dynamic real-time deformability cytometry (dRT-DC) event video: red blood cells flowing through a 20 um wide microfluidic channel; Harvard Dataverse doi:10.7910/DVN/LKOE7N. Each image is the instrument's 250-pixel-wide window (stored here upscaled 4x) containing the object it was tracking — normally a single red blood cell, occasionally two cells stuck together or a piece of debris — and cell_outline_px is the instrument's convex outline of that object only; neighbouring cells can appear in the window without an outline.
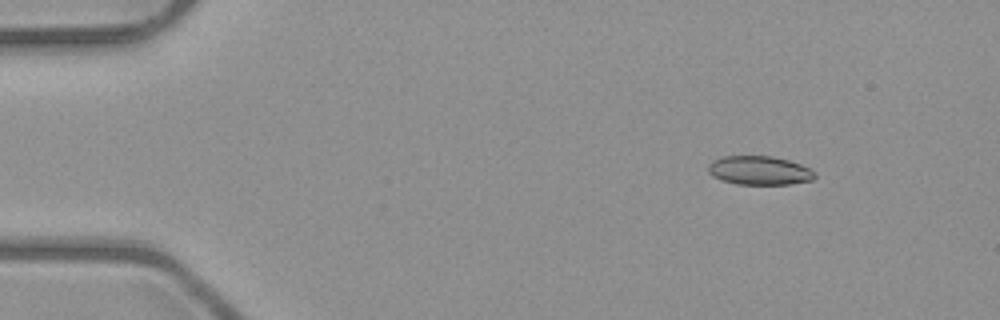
{"species": "common noctule bat (a hibernating species)", "species_latin": "Nyctalus noctula", "temperature_condition": "room temperature", "stored_images_in_passage": 6, "camera_frame_rate_fps": 3000, "um_per_image_px": 0.085, "animal": {"sex": "male", "body_mass_g": 23.1, "forearm_length_mm": 52.7}, "frame": {"image": 1, "passage_image": 1, "time_ms": 0.0, "image_size_px": [1000, 320], "cell_outline_px": [[816, 176], [812, 180], [792, 184], [736, 184], [720, 180], [712, 176], [708, 172], [708, 164], [712, 160], [720, 156], [772, 156], [788, 160], [800, 164], [816, 172]], "centroid_in_image_um": [64.52, 14.49], "position_along_channel_um": 20.5, "area_um2": 18.09}}
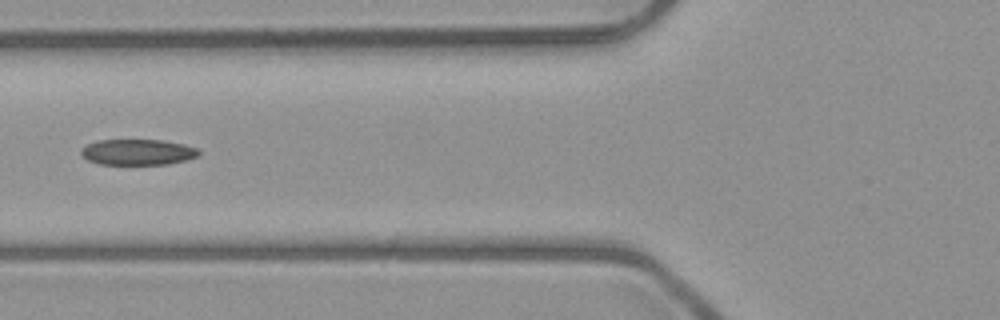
{"frame": {"image": 2, "passage_image": 5, "time_ms": 4.667, "image_size_px": [1000, 320], "cell_outline_px": [[200, 156], [188, 160], [168, 164], [100, 164], [88, 160], [80, 152], [80, 148], [96, 140], [164, 140], [184, 144], [196, 148], [200, 152]], "centroid_in_image_um": [11.74, 12.92], "position_along_channel_um": 114.1, "area_um2": 17.8}}
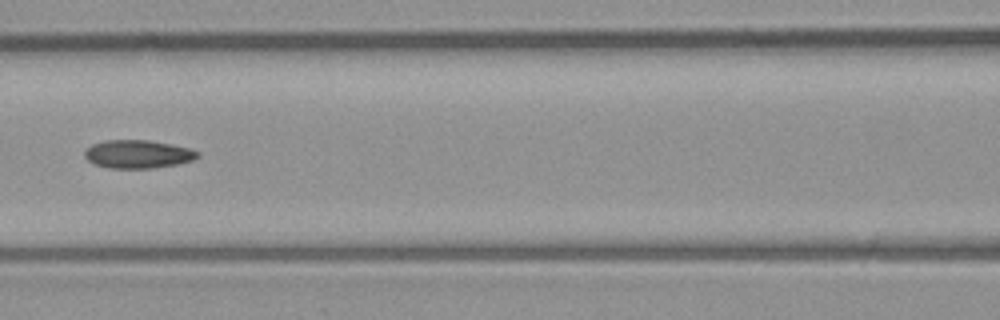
{"frame": {"image": 3, "passage_image": 6, "time_ms": 5.667, "image_size_px": [1000, 320], "cell_outline_px": [[200, 156], [192, 160], [176, 164], [152, 168], [108, 168], [96, 164], [88, 160], [84, 156], [84, 152], [92, 144], [104, 140], [148, 140], [188, 148], [200, 152]], "centroid_in_image_um": [11.7, 13.1], "position_along_channel_um": 154.9, "area_um2": 18.38}}